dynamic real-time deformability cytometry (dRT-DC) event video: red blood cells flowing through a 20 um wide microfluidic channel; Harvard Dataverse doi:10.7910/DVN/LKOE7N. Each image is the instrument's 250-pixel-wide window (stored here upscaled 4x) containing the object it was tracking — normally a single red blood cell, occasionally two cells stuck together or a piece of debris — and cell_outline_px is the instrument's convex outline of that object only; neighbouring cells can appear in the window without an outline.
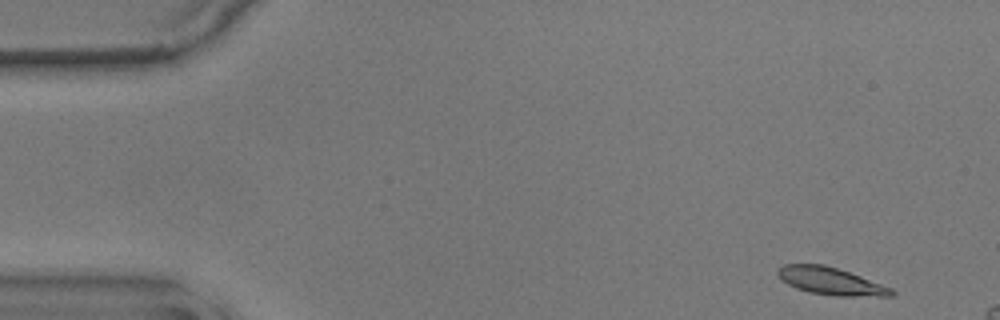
{"species": "common noctule bat (a hibernating species)", "species_latin": "Nyctalus noctula", "temperature_condition": "warm", "stored_images_in_passage": 9, "camera_frame_rate_fps": 3000, "um_per_image_px": 0.085, "animal": {"sex": "male", "body_mass_g": 17.9}, "frame": {"image": 1, "passage_image": 1, "time_ms": 0.0, "image_size_px": [1000, 320], "cell_outline_px": [[896, 292], [892, 296], [832, 296], [808, 292], [796, 288], [788, 284], [776, 272], [784, 264], [824, 264], [860, 276], [892, 288]], "centroid_in_image_um": [70.63, 23.91], "position_along_channel_um": 14.4, "area_um2": 17.98}}